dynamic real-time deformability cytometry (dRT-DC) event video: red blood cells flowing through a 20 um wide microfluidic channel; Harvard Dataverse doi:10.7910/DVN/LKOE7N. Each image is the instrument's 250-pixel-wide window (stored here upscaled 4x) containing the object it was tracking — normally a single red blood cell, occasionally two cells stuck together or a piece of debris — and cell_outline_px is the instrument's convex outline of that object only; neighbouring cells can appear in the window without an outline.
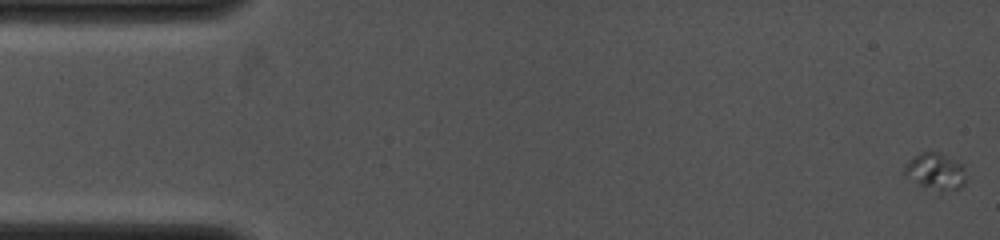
{"species": "common noctule bat (a hibernating species)", "species_latin": "Nyctalus noctula", "temperature_condition": "cold", "stored_images_in_passage": 37, "camera_frame_rate_fps": 4000, "um_per_image_px": 0.085, "animal": {"sex": "female", "body_mass_g": 19.0, "forearm_length_mm": 53.3}, "frame": {"image": 1, "passage_image": 1, "time_ms": 0.0, "image_size_px": [1000, 240], "cell_outline_px": [[964, 184], [956, 192], [940, 196], [936, 196], [920, 188], [900, 172], [904, 164], [920, 152], [940, 152], [964, 164]], "centroid_in_image_um": [79.48, 14.7], "position_along_channel_um": 5.5, "area_um2": 14.68}}
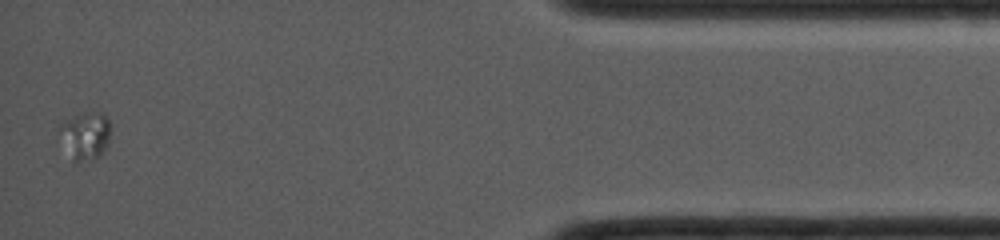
{"frame": {"image": 2, "passage_image": 37, "time_ms": 9.0, "image_size_px": [1000, 240], "cell_outline_px": [[108, 144], [96, 156], [80, 160], [72, 160], [60, 128], [60, 124], [64, 120], [84, 112], [88, 112], [104, 116], [108, 120]], "centroid_in_image_um": [7.25, 11.47], "position_along_channel_um": 428.0, "area_um2": 12.89}}